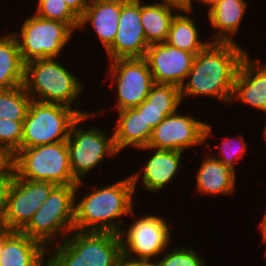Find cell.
Returning <instances> with one entry per match:
<instances>
[{"label":"cell","mask_w":266,"mask_h":266,"mask_svg":"<svg viewBox=\"0 0 266 266\" xmlns=\"http://www.w3.org/2000/svg\"><path fill=\"white\" fill-rule=\"evenodd\" d=\"M248 53L238 43L210 42L194 56L191 70L180 87L182 102L205 96L231 106L235 77Z\"/></svg>","instance_id":"6da1fadb"},{"label":"cell","mask_w":266,"mask_h":266,"mask_svg":"<svg viewBox=\"0 0 266 266\" xmlns=\"http://www.w3.org/2000/svg\"><path fill=\"white\" fill-rule=\"evenodd\" d=\"M124 178V179H123ZM111 184L91 185V190L79 197L84 181L78 182L75 191L74 230L81 232H111L119 234L122 218L135 209L133 182L130 174ZM134 203V204H133Z\"/></svg>","instance_id":"7a4b0ae2"},{"label":"cell","mask_w":266,"mask_h":266,"mask_svg":"<svg viewBox=\"0 0 266 266\" xmlns=\"http://www.w3.org/2000/svg\"><path fill=\"white\" fill-rule=\"evenodd\" d=\"M61 63L63 62H59V58L27 62L24 79L27 93L32 100L62 104L74 109L80 116L91 113L88 110H80L79 107L82 105L80 97L84 96L86 89L84 82L67 68V64Z\"/></svg>","instance_id":"3957f363"},{"label":"cell","mask_w":266,"mask_h":266,"mask_svg":"<svg viewBox=\"0 0 266 266\" xmlns=\"http://www.w3.org/2000/svg\"><path fill=\"white\" fill-rule=\"evenodd\" d=\"M121 252L119 234L74 230L47 249V266H114Z\"/></svg>","instance_id":"277c9868"},{"label":"cell","mask_w":266,"mask_h":266,"mask_svg":"<svg viewBox=\"0 0 266 266\" xmlns=\"http://www.w3.org/2000/svg\"><path fill=\"white\" fill-rule=\"evenodd\" d=\"M97 110L89 114L80 116L71 126L69 137L67 139V147L69 152V163L73 178L77 182H82L86 175L100 167L106 158L120 155L114 144L113 132L110 134L103 128L83 127L84 121L92 120L96 116L99 117L105 113ZM102 113V114H101ZM82 123V124H81ZM108 134V135H107ZM84 177V178H83Z\"/></svg>","instance_id":"5b68a950"},{"label":"cell","mask_w":266,"mask_h":266,"mask_svg":"<svg viewBox=\"0 0 266 266\" xmlns=\"http://www.w3.org/2000/svg\"><path fill=\"white\" fill-rule=\"evenodd\" d=\"M76 185H57L21 230L46 249L61 243L74 231Z\"/></svg>","instance_id":"8992f818"},{"label":"cell","mask_w":266,"mask_h":266,"mask_svg":"<svg viewBox=\"0 0 266 266\" xmlns=\"http://www.w3.org/2000/svg\"><path fill=\"white\" fill-rule=\"evenodd\" d=\"M13 172L26 180L51 182L56 185L78 183L70 169L66 141L20 149L13 156Z\"/></svg>","instance_id":"52a82bcc"},{"label":"cell","mask_w":266,"mask_h":266,"mask_svg":"<svg viewBox=\"0 0 266 266\" xmlns=\"http://www.w3.org/2000/svg\"><path fill=\"white\" fill-rule=\"evenodd\" d=\"M26 17L20 31L11 32L18 41L23 62L60 58L75 31L67 23L38 17L34 13Z\"/></svg>","instance_id":"ba28073f"},{"label":"cell","mask_w":266,"mask_h":266,"mask_svg":"<svg viewBox=\"0 0 266 266\" xmlns=\"http://www.w3.org/2000/svg\"><path fill=\"white\" fill-rule=\"evenodd\" d=\"M79 117L68 106L32 100L23 122L20 149L67 141L71 126Z\"/></svg>","instance_id":"9c48e42d"},{"label":"cell","mask_w":266,"mask_h":266,"mask_svg":"<svg viewBox=\"0 0 266 266\" xmlns=\"http://www.w3.org/2000/svg\"><path fill=\"white\" fill-rule=\"evenodd\" d=\"M135 212L128 216L133 220L131 224L119 233L122 252L133 258L157 260L169 246L175 245H170L174 241L171 218L168 222L158 213H143L135 218Z\"/></svg>","instance_id":"30bf717a"},{"label":"cell","mask_w":266,"mask_h":266,"mask_svg":"<svg viewBox=\"0 0 266 266\" xmlns=\"http://www.w3.org/2000/svg\"><path fill=\"white\" fill-rule=\"evenodd\" d=\"M106 77L108 87H115V110L121 111L140 105L155 84L146 59L120 58L108 61ZM108 76V77H107ZM107 80V81H106ZM116 96V97H115Z\"/></svg>","instance_id":"8fae6325"},{"label":"cell","mask_w":266,"mask_h":266,"mask_svg":"<svg viewBox=\"0 0 266 266\" xmlns=\"http://www.w3.org/2000/svg\"><path fill=\"white\" fill-rule=\"evenodd\" d=\"M178 110L166 116L153 130L147 147L176 150L187 153L199 146L210 148L209 138L214 133L212 124L195 118L191 112L184 114ZM213 131V132H212ZM208 142V143H207Z\"/></svg>","instance_id":"7c38bea8"},{"label":"cell","mask_w":266,"mask_h":266,"mask_svg":"<svg viewBox=\"0 0 266 266\" xmlns=\"http://www.w3.org/2000/svg\"><path fill=\"white\" fill-rule=\"evenodd\" d=\"M56 186L51 182L26 180L13 172L4 228L21 231Z\"/></svg>","instance_id":"4fadbf2b"},{"label":"cell","mask_w":266,"mask_h":266,"mask_svg":"<svg viewBox=\"0 0 266 266\" xmlns=\"http://www.w3.org/2000/svg\"><path fill=\"white\" fill-rule=\"evenodd\" d=\"M141 0H121L118 30L112 46L105 52L108 61L143 58L149 47L141 25Z\"/></svg>","instance_id":"5bb4252c"},{"label":"cell","mask_w":266,"mask_h":266,"mask_svg":"<svg viewBox=\"0 0 266 266\" xmlns=\"http://www.w3.org/2000/svg\"><path fill=\"white\" fill-rule=\"evenodd\" d=\"M138 150L143 153L147 151L148 155L150 151L151 153L143 166H140V170L137 172L134 170V173L130 175L135 194H137L136 191L139 189L137 188L138 181L143 183L141 186H143L147 192L155 194L162 190V188H167L169 183L176 180V176L180 173V167L183 170L181 165H183L182 160L184 159L183 154H185V152L154 149L147 146Z\"/></svg>","instance_id":"9a60e30c"},{"label":"cell","mask_w":266,"mask_h":266,"mask_svg":"<svg viewBox=\"0 0 266 266\" xmlns=\"http://www.w3.org/2000/svg\"><path fill=\"white\" fill-rule=\"evenodd\" d=\"M194 56L188 51L162 42L150 44L144 58L154 83L172 84L180 88L191 70Z\"/></svg>","instance_id":"2e32d148"},{"label":"cell","mask_w":266,"mask_h":266,"mask_svg":"<svg viewBox=\"0 0 266 266\" xmlns=\"http://www.w3.org/2000/svg\"><path fill=\"white\" fill-rule=\"evenodd\" d=\"M250 52L238 68L230 103H241L266 114V63Z\"/></svg>","instance_id":"e0dca14e"},{"label":"cell","mask_w":266,"mask_h":266,"mask_svg":"<svg viewBox=\"0 0 266 266\" xmlns=\"http://www.w3.org/2000/svg\"><path fill=\"white\" fill-rule=\"evenodd\" d=\"M120 14L121 0H90L78 30L90 25L106 52L116 37Z\"/></svg>","instance_id":"ac0fdd59"},{"label":"cell","mask_w":266,"mask_h":266,"mask_svg":"<svg viewBox=\"0 0 266 266\" xmlns=\"http://www.w3.org/2000/svg\"><path fill=\"white\" fill-rule=\"evenodd\" d=\"M208 150L204 155L199 168L195 172V192L201 196L214 197L235 194L237 172L225 166L218 159L214 158Z\"/></svg>","instance_id":"d6986e66"},{"label":"cell","mask_w":266,"mask_h":266,"mask_svg":"<svg viewBox=\"0 0 266 266\" xmlns=\"http://www.w3.org/2000/svg\"><path fill=\"white\" fill-rule=\"evenodd\" d=\"M0 266H47V249L21 231L4 228Z\"/></svg>","instance_id":"ffe728a7"},{"label":"cell","mask_w":266,"mask_h":266,"mask_svg":"<svg viewBox=\"0 0 266 266\" xmlns=\"http://www.w3.org/2000/svg\"><path fill=\"white\" fill-rule=\"evenodd\" d=\"M248 2L245 0H222L210 8L207 12L208 21L212 35L208 38L211 42H232L236 41L243 18L248 10ZM212 38V39H211Z\"/></svg>","instance_id":"44dd1931"},{"label":"cell","mask_w":266,"mask_h":266,"mask_svg":"<svg viewBox=\"0 0 266 266\" xmlns=\"http://www.w3.org/2000/svg\"><path fill=\"white\" fill-rule=\"evenodd\" d=\"M118 112L113 125L114 144L118 153L125 149H141L148 145L152 135V128L146 125L142 113L136 108H128Z\"/></svg>","instance_id":"7402d4cb"},{"label":"cell","mask_w":266,"mask_h":266,"mask_svg":"<svg viewBox=\"0 0 266 266\" xmlns=\"http://www.w3.org/2000/svg\"><path fill=\"white\" fill-rule=\"evenodd\" d=\"M183 106L180 88L172 84H154L146 99L137 107L146 125L154 129L166 116L172 115Z\"/></svg>","instance_id":"603a6c76"},{"label":"cell","mask_w":266,"mask_h":266,"mask_svg":"<svg viewBox=\"0 0 266 266\" xmlns=\"http://www.w3.org/2000/svg\"><path fill=\"white\" fill-rule=\"evenodd\" d=\"M4 35L0 33V89H13L24 85L25 63L16 37L11 32Z\"/></svg>","instance_id":"cb8c5ba5"},{"label":"cell","mask_w":266,"mask_h":266,"mask_svg":"<svg viewBox=\"0 0 266 266\" xmlns=\"http://www.w3.org/2000/svg\"><path fill=\"white\" fill-rule=\"evenodd\" d=\"M192 17H191V15ZM194 11H178L171 21L166 43L194 55L201 52L211 41L203 40L193 19ZM194 20V21H193ZM195 22V23H194Z\"/></svg>","instance_id":"d4e9b609"},{"label":"cell","mask_w":266,"mask_h":266,"mask_svg":"<svg viewBox=\"0 0 266 266\" xmlns=\"http://www.w3.org/2000/svg\"><path fill=\"white\" fill-rule=\"evenodd\" d=\"M141 0V25L149 44L166 42L171 21L178 12L176 8L158 1Z\"/></svg>","instance_id":"484cf974"},{"label":"cell","mask_w":266,"mask_h":266,"mask_svg":"<svg viewBox=\"0 0 266 266\" xmlns=\"http://www.w3.org/2000/svg\"><path fill=\"white\" fill-rule=\"evenodd\" d=\"M31 101L24 85L0 89V118L24 121Z\"/></svg>","instance_id":"4316f807"},{"label":"cell","mask_w":266,"mask_h":266,"mask_svg":"<svg viewBox=\"0 0 266 266\" xmlns=\"http://www.w3.org/2000/svg\"><path fill=\"white\" fill-rule=\"evenodd\" d=\"M239 136L221 139V143L213 145L214 152L210 154L222 162L225 166L231 168L236 172V165L241 164L245 154L247 155L248 144L245 141L243 134H237ZM218 150H217V149ZM247 152V153H246ZM217 155V156H216Z\"/></svg>","instance_id":"83f0119b"},{"label":"cell","mask_w":266,"mask_h":266,"mask_svg":"<svg viewBox=\"0 0 266 266\" xmlns=\"http://www.w3.org/2000/svg\"><path fill=\"white\" fill-rule=\"evenodd\" d=\"M33 11L38 17L67 23L74 31L78 30L80 19L70 10L65 0H38Z\"/></svg>","instance_id":"f1b7e54d"},{"label":"cell","mask_w":266,"mask_h":266,"mask_svg":"<svg viewBox=\"0 0 266 266\" xmlns=\"http://www.w3.org/2000/svg\"><path fill=\"white\" fill-rule=\"evenodd\" d=\"M163 255V256H162ZM203 255L199 254L192 247L182 246L175 247L164 251L158 258L159 266H207ZM162 259H161V258ZM159 259V260H158Z\"/></svg>","instance_id":"f546056e"},{"label":"cell","mask_w":266,"mask_h":266,"mask_svg":"<svg viewBox=\"0 0 266 266\" xmlns=\"http://www.w3.org/2000/svg\"><path fill=\"white\" fill-rule=\"evenodd\" d=\"M23 122L0 118V148L14 156L21 147Z\"/></svg>","instance_id":"4dcf8cb0"},{"label":"cell","mask_w":266,"mask_h":266,"mask_svg":"<svg viewBox=\"0 0 266 266\" xmlns=\"http://www.w3.org/2000/svg\"><path fill=\"white\" fill-rule=\"evenodd\" d=\"M13 172L4 180L0 181V229L4 228L7 212L8 195L11 188Z\"/></svg>","instance_id":"1f68e13d"},{"label":"cell","mask_w":266,"mask_h":266,"mask_svg":"<svg viewBox=\"0 0 266 266\" xmlns=\"http://www.w3.org/2000/svg\"><path fill=\"white\" fill-rule=\"evenodd\" d=\"M13 172V156L0 148V181L6 179Z\"/></svg>","instance_id":"d6a6232c"},{"label":"cell","mask_w":266,"mask_h":266,"mask_svg":"<svg viewBox=\"0 0 266 266\" xmlns=\"http://www.w3.org/2000/svg\"><path fill=\"white\" fill-rule=\"evenodd\" d=\"M118 259L125 265V266H159L157 260H147V259H140V258H133L125 253L121 252Z\"/></svg>","instance_id":"836d02e7"},{"label":"cell","mask_w":266,"mask_h":266,"mask_svg":"<svg viewBox=\"0 0 266 266\" xmlns=\"http://www.w3.org/2000/svg\"><path fill=\"white\" fill-rule=\"evenodd\" d=\"M162 4L176 8L178 11H194L195 0H159Z\"/></svg>","instance_id":"e575fe53"},{"label":"cell","mask_w":266,"mask_h":266,"mask_svg":"<svg viewBox=\"0 0 266 266\" xmlns=\"http://www.w3.org/2000/svg\"><path fill=\"white\" fill-rule=\"evenodd\" d=\"M65 2L70 10L80 19L89 5L90 0H65Z\"/></svg>","instance_id":"d590c367"},{"label":"cell","mask_w":266,"mask_h":266,"mask_svg":"<svg viewBox=\"0 0 266 266\" xmlns=\"http://www.w3.org/2000/svg\"><path fill=\"white\" fill-rule=\"evenodd\" d=\"M266 209V208H265ZM261 217L260 223H259V232L261 233L260 235L262 236V241L265 244L266 242V210L265 213H263Z\"/></svg>","instance_id":"8d00e7d4"},{"label":"cell","mask_w":266,"mask_h":266,"mask_svg":"<svg viewBox=\"0 0 266 266\" xmlns=\"http://www.w3.org/2000/svg\"><path fill=\"white\" fill-rule=\"evenodd\" d=\"M222 0H195L196 4L204 5L207 11Z\"/></svg>","instance_id":"74e56055"},{"label":"cell","mask_w":266,"mask_h":266,"mask_svg":"<svg viewBox=\"0 0 266 266\" xmlns=\"http://www.w3.org/2000/svg\"><path fill=\"white\" fill-rule=\"evenodd\" d=\"M3 244H4V228L0 229V256L3 251Z\"/></svg>","instance_id":"f35d334b"},{"label":"cell","mask_w":266,"mask_h":266,"mask_svg":"<svg viewBox=\"0 0 266 266\" xmlns=\"http://www.w3.org/2000/svg\"><path fill=\"white\" fill-rule=\"evenodd\" d=\"M265 125H263L264 126V128H263V131L261 132L262 134L261 135H263V140H265V142H266V118H265V123H264Z\"/></svg>","instance_id":"ab89813d"},{"label":"cell","mask_w":266,"mask_h":266,"mask_svg":"<svg viewBox=\"0 0 266 266\" xmlns=\"http://www.w3.org/2000/svg\"><path fill=\"white\" fill-rule=\"evenodd\" d=\"M114 266H125L119 259L115 262Z\"/></svg>","instance_id":"60d3db41"},{"label":"cell","mask_w":266,"mask_h":266,"mask_svg":"<svg viewBox=\"0 0 266 266\" xmlns=\"http://www.w3.org/2000/svg\"><path fill=\"white\" fill-rule=\"evenodd\" d=\"M266 243V242H265ZM266 245V244H265ZM264 253H263V256L265 257V259H266V248H265V250L263 251Z\"/></svg>","instance_id":"b9f144b4"}]
</instances>
